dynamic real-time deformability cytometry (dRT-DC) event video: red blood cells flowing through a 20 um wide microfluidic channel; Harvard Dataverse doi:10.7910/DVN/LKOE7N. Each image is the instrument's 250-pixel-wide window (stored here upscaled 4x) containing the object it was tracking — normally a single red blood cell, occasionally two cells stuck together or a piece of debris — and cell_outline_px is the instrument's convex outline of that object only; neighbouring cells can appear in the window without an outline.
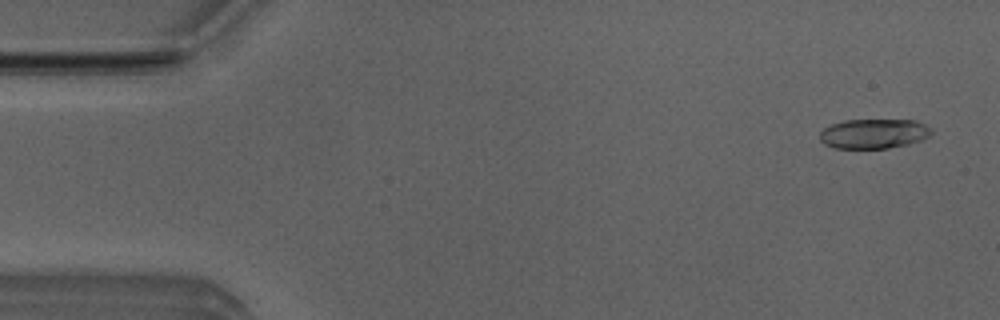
{"species": "Egyptian fruit bat (a non-hibernating species)", "species_latin": "Rousettus aegyptiacus", "temperature_condition": "room temperature", "stored_images_in_passage": 48, "camera_frame_rate_fps": 3000, "um_per_image_px": 0.085, "animal": {"sex": "male"}, "frame": {"image": 1, "passage_image": 2, "time_ms": 0.333, "image_size_px": [1000, 320], "cell_outline_px": [[932, 132], [928, 136], [920, 140], [908, 144], [888, 148], [836, 148], [824, 144], [820, 140], [820, 132], [824, 128], [832, 124], [844, 120], [916, 120], [932, 128]], "centroid_in_image_um": [74.27, 11.36], "position_along_channel_um": 10.7, "area_um2": 19.25}}
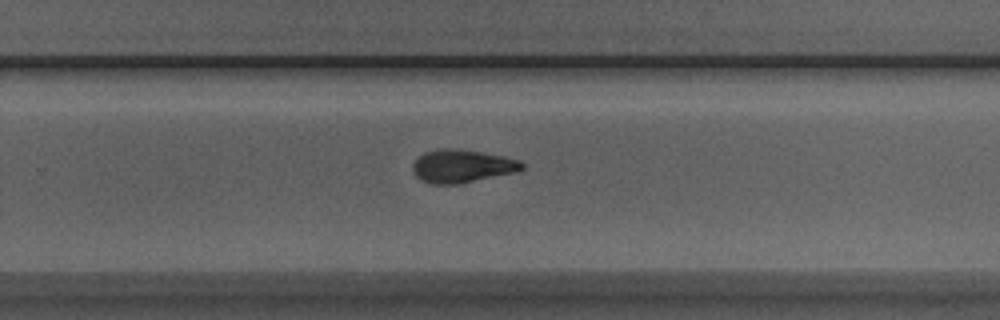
{"frame": {"image": 2, "passage_image": 33, "time_ms": 10.667, "image_size_px": [1000, 320], "cell_outline_px": [[524, 168], [516, 172], [456, 184], [428, 184], [420, 180], [416, 176], [412, 168], [412, 164], [424, 152], [444, 148], [452, 148], [480, 152], [504, 156], [520, 160], [524, 164]], "centroid_in_image_um": [39.26, 14.12], "position_along_channel_um": 290.5, "area_um2": 20.92}}
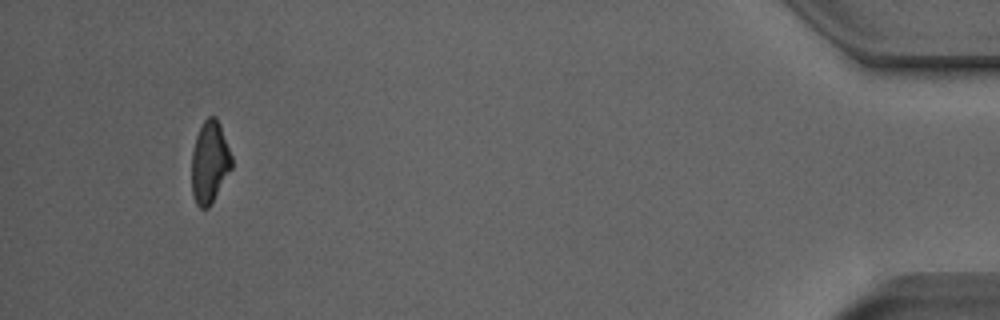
{"frame": {"image": 3, "passage_image": 48, "time_ms": 15.667, "image_size_px": [1000, 320], "cell_outline_px": [[232, 168], [208, 208], [200, 208], [196, 204], [192, 196], [192, 152], [196, 136], [200, 124], [208, 116], [216, 116], [220, 124], [232, 156]], "centroid_in_image_um": [17.81, 13.76], "position_along_channel_um": 417.4, "area_um2": 19.19}, "authors_computed_cell_mechanics": {"area_um2": 20.3745, "velocity_mm_per_s": 3.849, "shape_relaxation_time_tau1_ms": 5.7442, "shape_relaxation_time_tau2_ms": 5.8573, "deformation_change_tau1": 0.1925, "deformation_change_tau2": 0.1436}}